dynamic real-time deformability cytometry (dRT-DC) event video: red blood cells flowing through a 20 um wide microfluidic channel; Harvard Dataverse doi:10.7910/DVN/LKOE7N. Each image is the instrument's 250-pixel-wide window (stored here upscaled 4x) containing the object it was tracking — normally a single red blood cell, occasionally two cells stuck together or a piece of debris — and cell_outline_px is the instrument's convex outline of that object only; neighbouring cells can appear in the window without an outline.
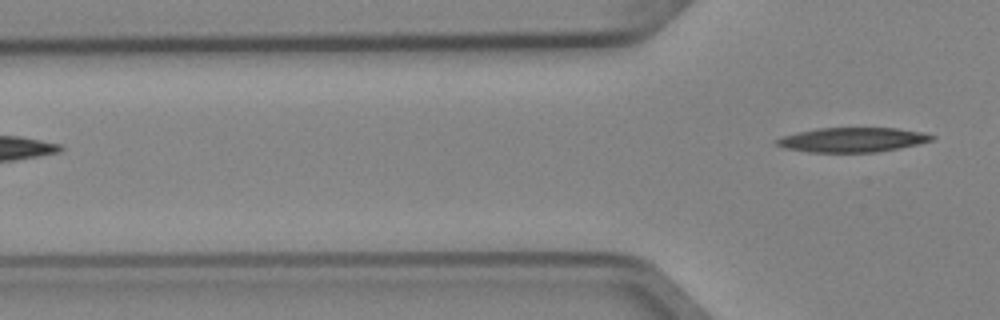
{"species": "Egyptian fruit bat (a non-hibernating species)", "species_latin": "Rousettus aegyptiacus", "temperature_condition": "cold", "stored_images_in_passage": 3, "camera_frame_rate_fps": 3000, "um_per_image_px": 0.085, "animal": {"sex": "female"}, "frame": {"image": 1, "passage_image": 3, "time_ms": 0.667, "image_size_px": [1000, 320], "cell_outline_px": [[936, 136], [932, 140], [916, 144], [876, 152], [808, 152], [784, 148], [776, 144], [776, 140], [780, 136], [820, 128], [896, 128], [924, 132]], "centroid_in_image_um": [72.44, 11.88], "position_along_channel_um": 53.4, "area_um2": 21.96}}